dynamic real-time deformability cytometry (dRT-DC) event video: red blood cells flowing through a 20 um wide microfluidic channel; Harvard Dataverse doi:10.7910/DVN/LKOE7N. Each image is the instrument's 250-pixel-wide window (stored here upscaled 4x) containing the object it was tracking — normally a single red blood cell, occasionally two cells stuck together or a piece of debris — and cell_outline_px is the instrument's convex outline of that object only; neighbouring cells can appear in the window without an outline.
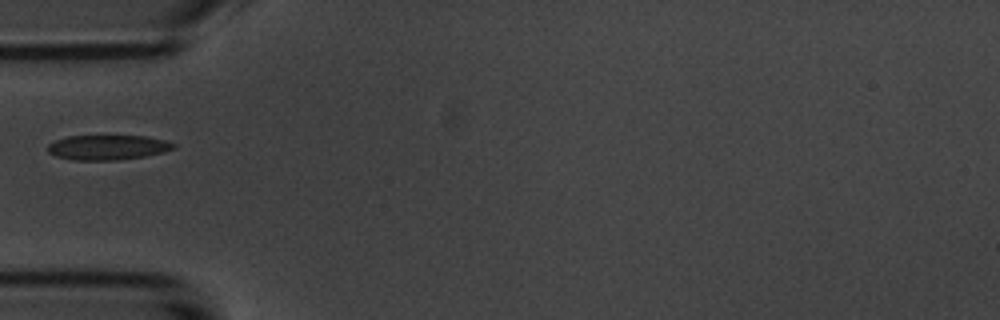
{"species": "common noctule bat (a hibernating species)", "species_latin": "Nyctalus noctula", "temperature_condition": "room temperature", "stored_images_in_passage": 5, "camera_frame_rate_fps": 3000, "um_per_image_px": 0.085, "animal": {"sex": "male", "body_mass_g": 20.1, "forearm_length_mm": 53.5}, "frame": {"image": 1, "passage_image": 1, "time_ms": 0.0, "image_size_px": [1000, 320], "cell_outline_px": [[176, 148], [164, 152], [144, 156], [116, 160], [72, 160], [56, 156], [48, 152], [48, 144], [56, 140], [68, 136], [144, 136], [164, 140], [176, 144]], "centroid_in_image_um": [9.15, 12.53], "position_along_channel_um": 75.8, "area_um2": 18.15}}
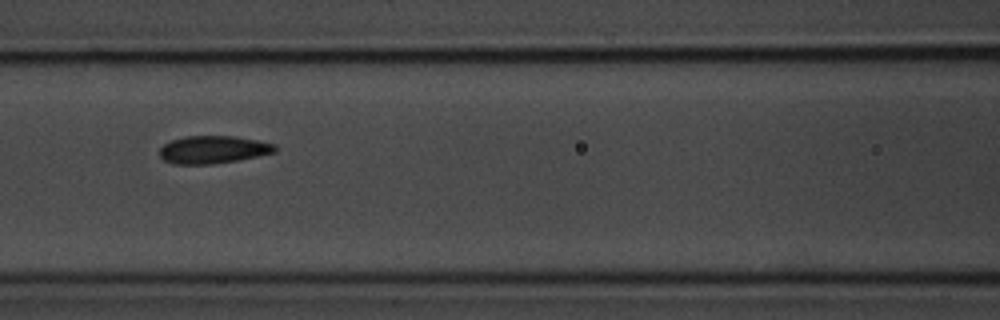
{"frame": {"image": 2, "passage_image": 3, "time_ms": 2.0, "image_size_px": [1000, 320], "cell_outline_px": [[276, 152], [236, 160], [212, 164], [172, 164], [164, 160], [160, 156], [160, 148], [164, 144], [172, 140], [184, 136], [236, 136], [276, 144]], "centroid_in_image_um": [18.1, 12.71], "position_along_channel_um": 148.5, "area_um2": 18.55}}
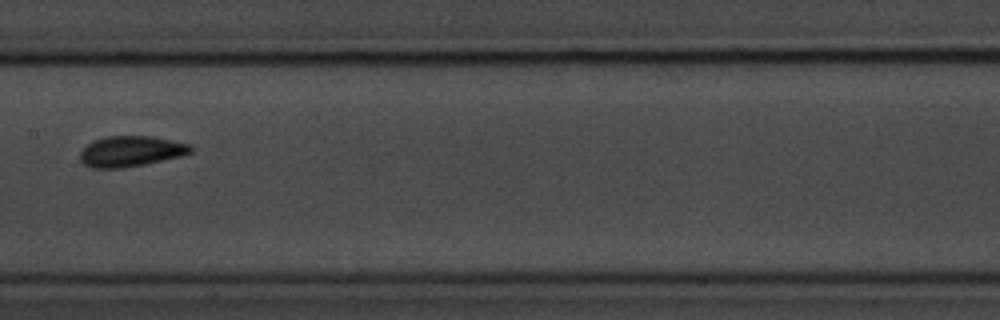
{"frame": {"image": 3, "passage_image": 4, "time_ms": 3.333, "image_size_px": [1000, 320], "cell_outline_px": [[192, 152], [180, 156], [144, 164], [124, 168], [92, 168], [84, 164], [80, 160], [80, 152], [92, 140], [108, 136], [152, 136], [192, 144]], "centroid_in_image_um": [11.12, 12.85], "position_along_channel_um": 196.3, "area_um2": 19.77}}